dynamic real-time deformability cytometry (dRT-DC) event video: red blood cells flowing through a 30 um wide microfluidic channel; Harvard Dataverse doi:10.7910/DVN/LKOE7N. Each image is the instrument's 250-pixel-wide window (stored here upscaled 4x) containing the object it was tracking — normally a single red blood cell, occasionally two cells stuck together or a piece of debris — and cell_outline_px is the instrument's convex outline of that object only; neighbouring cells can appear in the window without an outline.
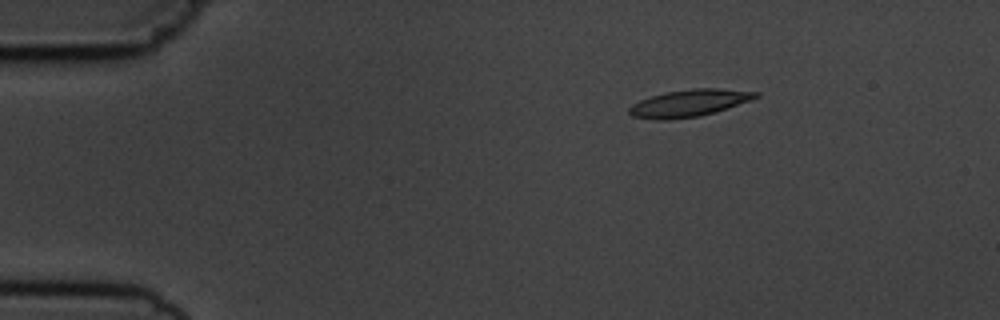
{"species": "common noctule bat (a hibernating species)", "species_latin": "Nyctalus noctula", "temperature_condition": "cold", "stored_images_in_passage": 7, "camera_frame_rate_fps": 3000, "um_per_image_px": 0.085, "animal": {"sex": "male", "body_mass_g": 19.5, "forearm_length_mm": 54.6}, "frame": {"image": 1, "passage_image": 3, "time_ms": 2.333, "image_size_px": [1000, 320], "cell_outline_px": [[760, 96], [752, 100], [700, 116], [664, 120], [652, 120], [632, 116], [628, 112], [628, 108], [632, 104], [640, 100], [664, 92], [692, 88], [716, 88], [760, 92]], "centroid_in_image_um": [58.56, 8.76], "position_along_channel_um": 26.4, "area_um2": 20.0}}
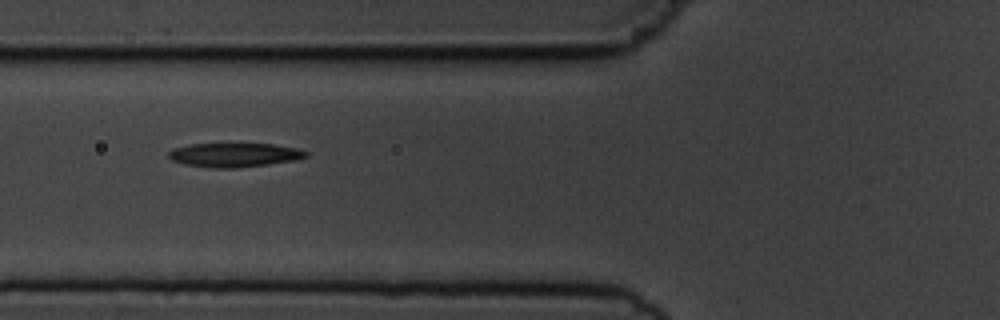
{"frame": {"image": 2, "passage_image": 6, "time_ms": 6.333, "image_size_px": [1000, 320], "cell_outline_px": [[308, 156], [296, 160], [268, 164], [236, 168], [212, 168], [184, 164], [172, 160], [168, 156], [168, 152], [172, 148], [192, 144], [272, 144], [296, 148], [308, 152]], "centroid_in_image_um": [19.91, 13.17], "position_along_channel_um": 105.9, "area_um2": 19.19}}
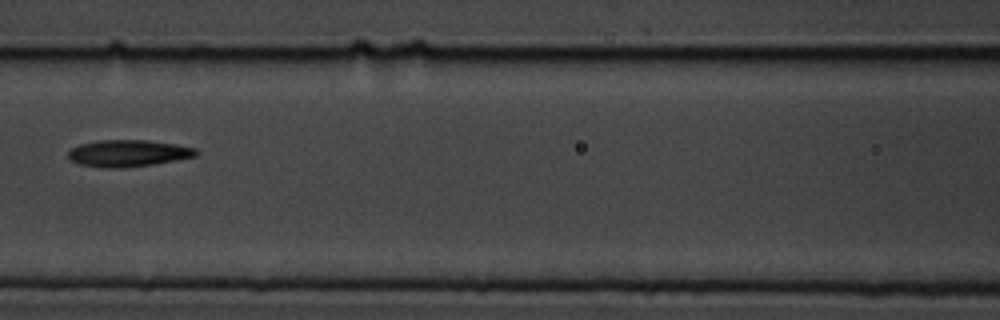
{"frame": {"image": 3, "passage_image": 7, "time_ms": 7.667, "image_size_px": [1000, 320], "cell_outline_px": [[200, 152], [196, 156], [176, 160], [152, 164], [120, 168], [104, 168], [76, 164], [68, 160], [68, 152], [72, 148], [80, 144], [100, 140], [148, 140], [176, 144], [196, 148]], "centroid_in_image_um": [10.87, 13.03], "position_along_channel_um": 155.7, "area_um2": 20.11}}